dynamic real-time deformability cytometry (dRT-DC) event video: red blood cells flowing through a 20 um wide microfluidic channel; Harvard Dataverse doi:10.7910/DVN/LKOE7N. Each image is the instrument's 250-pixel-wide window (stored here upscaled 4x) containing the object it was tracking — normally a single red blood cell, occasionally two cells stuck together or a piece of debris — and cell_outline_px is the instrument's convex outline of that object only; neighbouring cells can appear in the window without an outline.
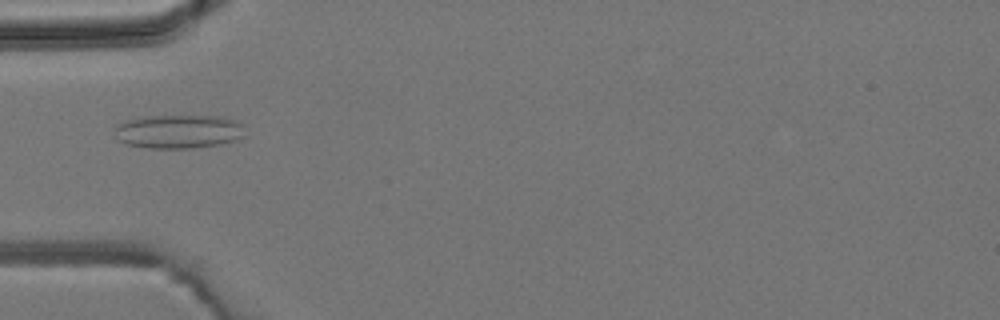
{"species": "common noctule bat (a hibernating species)", "species_latin": "Nyctalus noctula", "temperature_condition": "room temperature", "stored_images_in_passage": 4, "camera_frame_rate_fps": 3000, "um_per_image_px": 0.085, "animal": {"sex": "male", "body_mass_g": 19.2, "forearm_length_mm": 51.8}, "frame": {"image": 1, "passage_image": 4, "time_ms": 4.333, "image_size_px": [1000, 320], "cell_outline_px": [[244, 136], [236, 140], [220, 144], [192, 148], [148, 148], [128, 144], [116, 140], [112, 132], [116, 124], [124, 120], [144, 116], [220, 116], [236, 120], [240, 124]], "centroid_in_image_um": [15.09, 11.17], "position_along_channel_um": 69.9, "area_um2": 25.89}}